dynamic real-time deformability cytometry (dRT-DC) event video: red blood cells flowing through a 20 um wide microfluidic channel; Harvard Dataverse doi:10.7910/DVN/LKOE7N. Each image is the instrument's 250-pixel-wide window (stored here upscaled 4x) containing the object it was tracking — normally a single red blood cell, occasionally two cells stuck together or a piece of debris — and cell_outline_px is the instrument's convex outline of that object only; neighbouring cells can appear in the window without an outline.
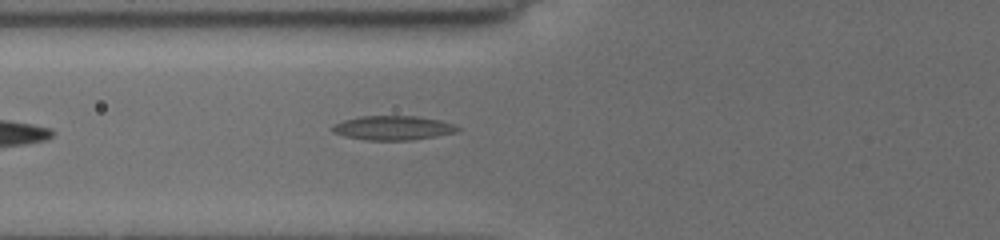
{"species": "common noctule bat (a hibernating species)", "species_latin": "Nyctalus noctula", "temperature_condition": "cold", "stored_images_in_passage": 7, "camera_frame_rate_fps": 3000, "um_per_image_px": 0.085, "animal": {"sex": "female", "body_mass_g": 19.5, "forearm_length_mm": 54.1}, "frame": {"image": 1, "passage_image": 6, "time_ms": 5.0, "image_size_px": [1000, 240], "cell_outline_px": [[460, 128], [456, 132], [436, 136], [412, 140], [368, 140], [344, 136], [332, 132], [332, 124], [344, 120], [360, 116], [416, 116], [440, 120], [452, 124]], "centroid_in_image_um": [33.37, 10.87], "position_along_channel_um": 92.4, "area_um2": 17.63}}